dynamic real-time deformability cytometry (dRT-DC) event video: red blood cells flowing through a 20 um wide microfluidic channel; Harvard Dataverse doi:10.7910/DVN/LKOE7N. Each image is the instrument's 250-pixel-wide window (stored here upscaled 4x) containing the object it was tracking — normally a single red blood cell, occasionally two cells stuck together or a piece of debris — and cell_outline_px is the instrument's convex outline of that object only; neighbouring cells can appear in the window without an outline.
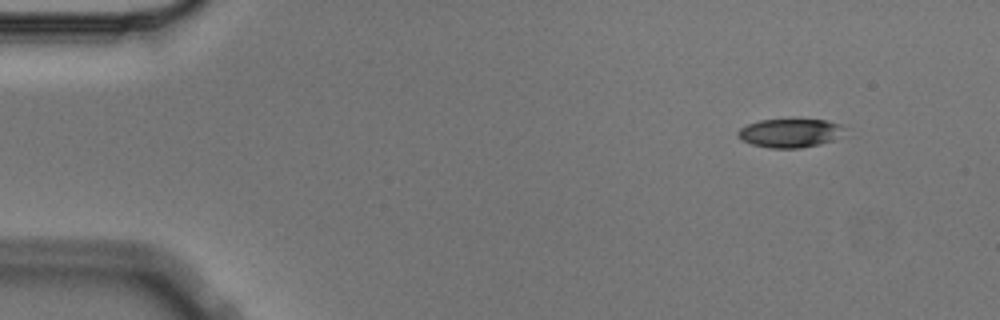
{"species": "Egyptian fruit bat (a non-hibernating species)", "species_latin": "Rousettus aegyptiacus", "temperature_condition": "cold", "stored_images_in_passage": 4, "camera_frame_rate_fps": 3000, "um_per_image_px": 0.085, "animal": {"sex": "male"}, "frame": {"image": 1, "passage_image": 1, "time_ms": 0.0, "image_size_px": [1000, 320], "cell_outline_px": [[840, 128], [832, 140], [820, 144], [800, 148], [768, 148], [752, 144], [740, 140], [736, 136], [736, 132], [740, 128], [748, 124], [760, 120], [828, 120], [840, 124]], "centroid_in_image_um": [67.0, 11.32], "position_along_channel_um": 18.0, "area_um2": 17.4}}
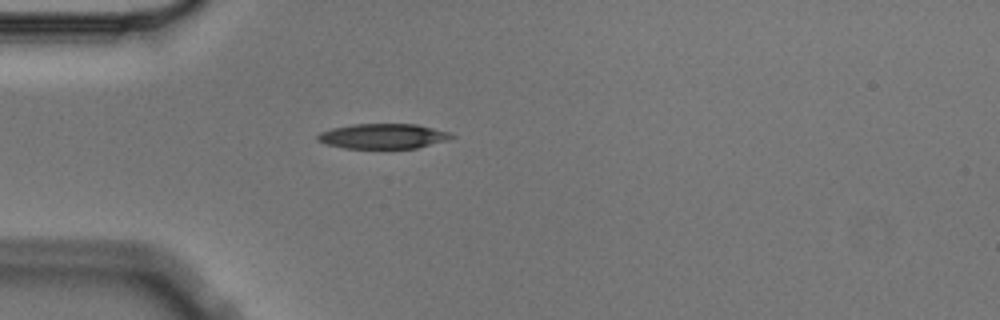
{"frame": {"image": 2, "passage_image": 4, "time_ms": 1.0, "image_size_px": [1000, 320], "cell_outline_px": [[456, 136], [448, 140], [416, 148], [344, 148], [328, 144], [316, 140], [316, 136], [320, 132], [332, 128], [352, 124], [416, 124], [448, 132]], "centroid_in_image_um": [32.54, 11.57], "position_along_channel_um": 52.5, "area_um2": 19.42}}